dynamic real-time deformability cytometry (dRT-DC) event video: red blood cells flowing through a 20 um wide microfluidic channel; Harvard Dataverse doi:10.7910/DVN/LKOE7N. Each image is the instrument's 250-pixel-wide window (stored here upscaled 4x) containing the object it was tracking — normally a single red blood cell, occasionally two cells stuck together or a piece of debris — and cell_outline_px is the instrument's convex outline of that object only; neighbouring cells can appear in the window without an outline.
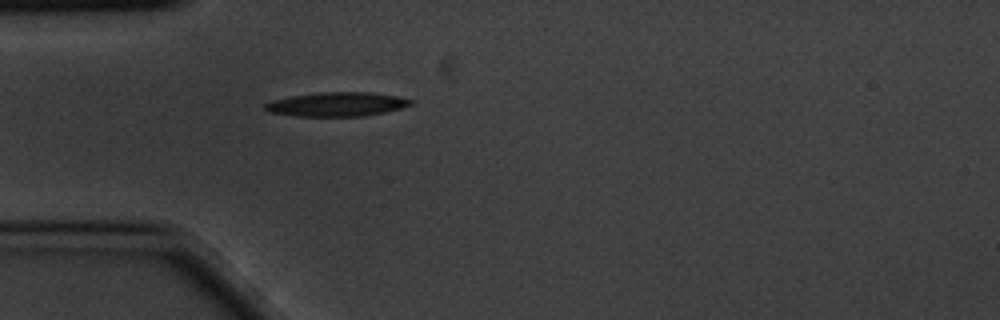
{"species": "common noctule bat (a hibernating species)", "species_latin": "Nyctalus noctula", "temperature_condition": "cold", "stored_images_in_passage": 1, "camera_frame_rate_fps": 3000, "um_per_image_px": 0.085, "animal": {"sex": "male", "body_mass_g": 20.1, "forearm_length_mm": 53.5}, "frame": {"image": 1, "passage_image": 1, "time_ms": 0.0, "image_size_px": [1000, 320], "cell_outline_px": [[416, 104], [384, 112], [364, 116], [296, 116], [272, 112], [264, 108], [264, 104], [272, 100], [292, 96], [320, 92], [368, 92], [396, 96], [416, 100]], "centroid_in_image_um": [28.7, 8.86], "position_along_channel_um": 56.3, "area_um2": 20.4}}